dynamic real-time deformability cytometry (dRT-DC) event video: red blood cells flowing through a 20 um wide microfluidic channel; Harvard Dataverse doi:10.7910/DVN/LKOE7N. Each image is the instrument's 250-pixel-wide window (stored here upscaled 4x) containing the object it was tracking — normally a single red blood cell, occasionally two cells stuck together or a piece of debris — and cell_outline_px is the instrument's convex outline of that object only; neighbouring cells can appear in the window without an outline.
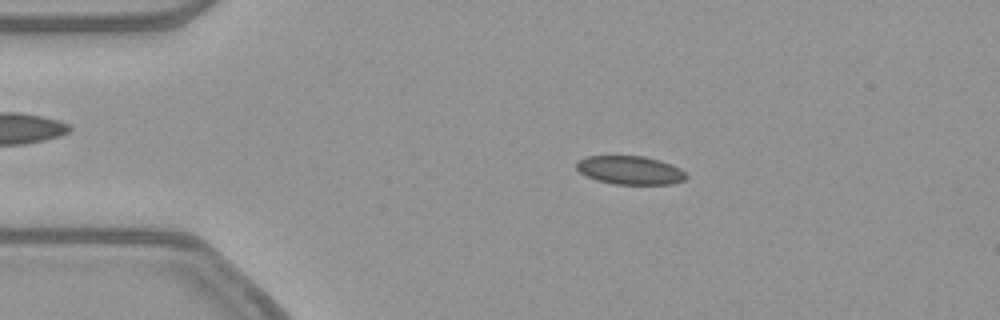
{"species": "common noctule bat (a hibernating species)", "species_latin": "Nyctalus noctula", "temperature_condition": "warm", "stored_images_in_passage": 44, "camera_frame_rate_fps": 3000, "um_per_image_px": 0.085, "animal": {"sex": "female", "body_mass_g": 21.9}, "frame": {"image": 1, "passage_image": 1, "time_ms": 0.0, "image_size_px": [1000, 320], "cell_outline_px": [[688, 176], [684, 180], [672, 184], [612, 184], [596, 180], [580, 172], [576, 168], [576, 160], [588, 156], [644, 156], [660, 160], [680, 168]], "centroid_in_image_um": [53.55, 14.46], "position_along_channel_um": 31.5, "area_um2": 18.26}}
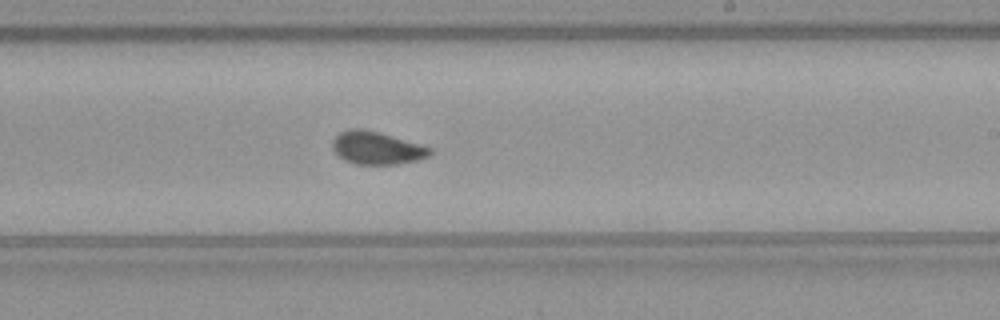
{"frame": {"image": 2, "passage_image": 22, "time_ms": 7.0, "image_size_px": [1000, 320], "cell_outline_px": [[432, 152], [428, 156], [416, 160], [396, 164], [356, 164], [344, 160], [336, 156], [332, 148], [332, 140], [340, 132], [352, 128], [364, 128], [432, 148]], "centroid_in_image_um": [31.96, 12.58], "position_along_channel_um": 257.0, "area_um2": 18.5}}
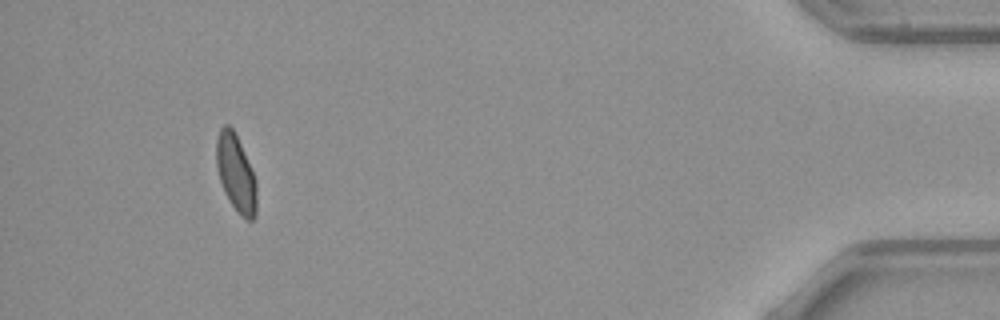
{"frame": {"image": 3, "passage_image": 40, "time_ms": 13.0, "image_size_px": [1000, 320], "cell_outline_px": [[256, 216], [252, 220], [244, 220], [240, 216], [224, 192], [216, 168], [216, 140], [220, 128], [224, 124], [228, 124], [232, 128], [240, 144], [256, 180]], "centroid_in_image_um": [20.04, 14.75], "position_along_channel_um": 415.2, "area_um2": 17.98}, "authors_computed_cell_mechanics": {"area_um2": 18.3515, "velocity_mm_per_s": 3.8726, "shape_relaxation_time_tau1_ms": 6.8563, "shape_relaxation_time_tau2_ms": 1.3727, "deformation_change_tau1": 0.1327, "deformation_change_tau2": 0.0526}}